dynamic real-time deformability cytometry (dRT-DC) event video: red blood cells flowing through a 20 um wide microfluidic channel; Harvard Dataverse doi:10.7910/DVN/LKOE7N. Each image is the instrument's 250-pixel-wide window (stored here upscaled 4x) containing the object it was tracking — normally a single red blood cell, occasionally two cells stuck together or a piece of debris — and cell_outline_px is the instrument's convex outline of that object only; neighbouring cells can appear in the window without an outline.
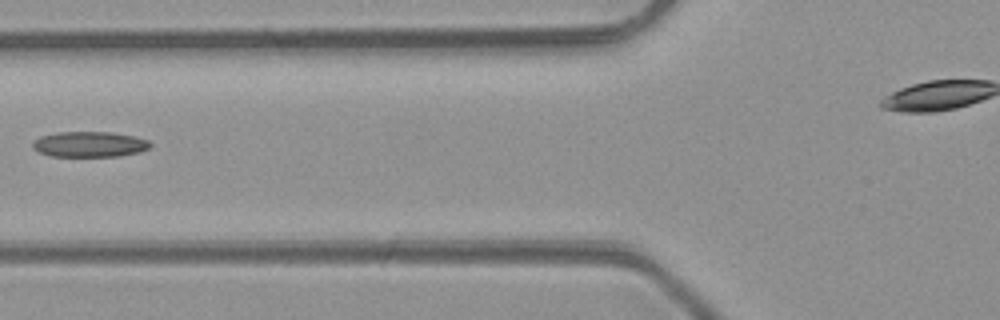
{"species": "common noctule bat (a hibernating species)", "species_latin": "Nyctalus noctula", "temperature_condition": "room temperature", "stored_images_in_passage": 5, "camera_frame_rate_fps": 3000, "um_per_image_px": 0.085, "animal": {"sex": "male", "body_mass_g": 23.1, "forearm_length_mm": 52.7}, "frame": {"image": 1, "passage_image": 5, "time_ms": 4.667, "image_size_px": [1000, 320], "cell_outline_px": [[152, 144], [148, 148], [140, 152], [120, 156], [52, 156], [40, 152], [32, 148], [32, 140], [40, 136], [56, 132], [112, 132], [132, 136], [148, 140]], "centroid_in_image_um": [7.58, 12.26], "position_along_channel_um": 118.2, "area_um2": 17.51}}